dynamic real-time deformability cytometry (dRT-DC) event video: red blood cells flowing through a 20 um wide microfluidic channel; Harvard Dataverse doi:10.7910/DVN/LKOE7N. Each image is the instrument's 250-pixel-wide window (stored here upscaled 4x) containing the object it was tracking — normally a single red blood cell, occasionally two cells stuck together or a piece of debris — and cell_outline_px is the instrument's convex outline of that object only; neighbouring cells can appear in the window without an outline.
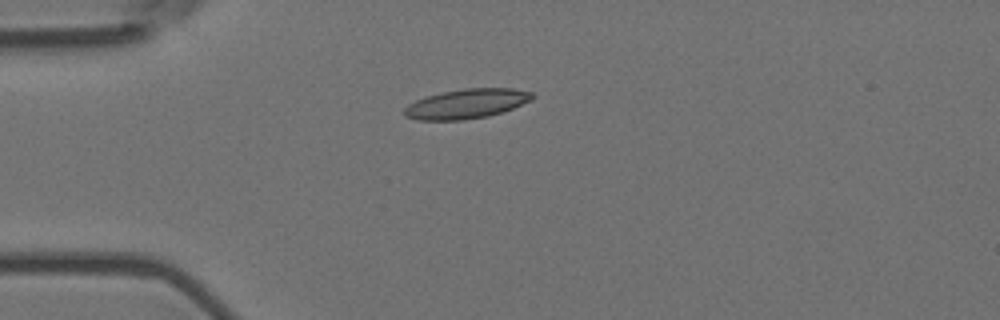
{"species": "Egyptian fruit bat (a non-hibernating species)", "species_latin": "Rousettus aegyptiacus", "temperature_condition": "room temperature", "stored_images_in_passage": 6, "camera_frame_rate_fps": 3000, "um_per_image_px": 0.085, "animal": {"sex": "female"}, "frame": {"image": 1, "passage_image": 4, "time_ms": 1.0, "image_size_px": [1000, 320], "cell_outline_px": [[536, 96], [532, 100], [504, 112], [488, 116], [464, 120], [416, 120], [404, 116], [404, 108], [408, 104], [416, 100], [428, 96], [444, 92], [464, 88], [512, 88], [532, 92]], "centroid_in_image_um": [39.69, 8.82], "position_along_channel_um": 45.3, "area_um2": 22.2}}
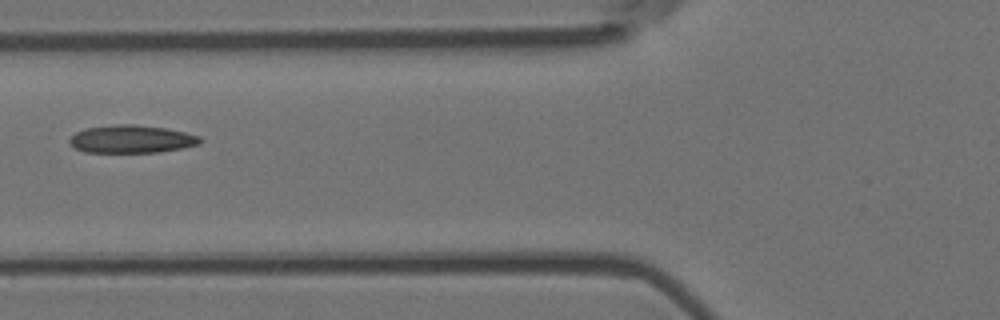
{"frame": {"image": 2, "passage_image": 6, "time_ms": 1.667, "image_size_px": [1000, 320], "cell_outline_px": [[200, 144], [184, 148], [160, 152], [84, 152], [76, 148], [68, 140], [76, 132], [88, 128], [116, 124], [136, 124], [164, 128], [184, 132], [200, 136]], "centroid_in_image_um": [11.2, 11.82], "position_along_channel_um": 114.6, "area_um2": 21.04}}